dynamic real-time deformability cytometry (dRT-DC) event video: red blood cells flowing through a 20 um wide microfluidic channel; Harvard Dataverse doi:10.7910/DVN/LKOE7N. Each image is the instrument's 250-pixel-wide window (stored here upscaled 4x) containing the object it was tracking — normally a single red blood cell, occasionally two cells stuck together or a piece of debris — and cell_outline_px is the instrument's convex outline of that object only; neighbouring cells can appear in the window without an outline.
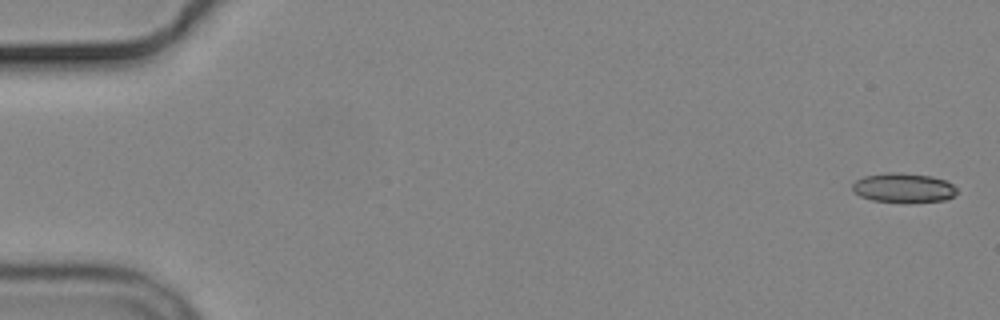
{"species": "common noctule bat (a hibernating species)", "species_latin": "Nyctalus noctula", "temperature_condition": "cold", "stored_images_in_passage": 7, "camera_frame_rate_fps": 3000, "um_per_image_px": 0.085, "animal": {"sex": "male", "body_mass_g": 19.2, "forearm_length_mm": 51.8}, "frame": {"image": 1, "passage_image": 1, "time_ms": 0.0, "image_size_px": [1000, 320], "cell_outline_px": [[956, 192], [952, 196], [944, 200], [908, 204], [872, 200], [860, 196], [852, 192], [852, 184], [856, 180], [864, 176], [884, 172], [900, 172], [932, 176], [944, 180], [952, 184], [956, 188]], "centroid_in_image_um": [76.75, 15.98], "position_along_channel_um": 8.2, "area_um2": 18.38}}
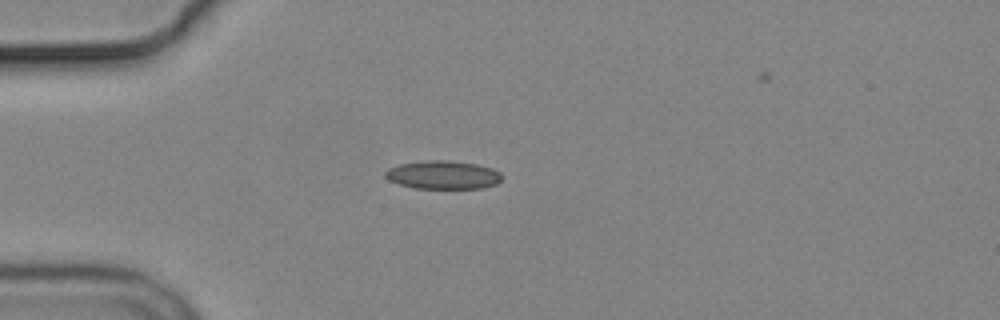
{"frame": {"image": 2, "passage_image": 5, "time_ms": 4.667, "image_size_px": [1000, 320], "cell_outline_px": [[504, 176], [496, 184], [480, 188], [416, 188], [396, 184], [388, 180], [384, 176], [384, 172], [388, 168], [400, 164], [424, 160], [448, 160], [476, 164], [492, 168], [500, 172]], "centroid_in_image_um": [37.63, 14.86], "position_along_channel_um": 47.4, "area_um2": 19.42}}
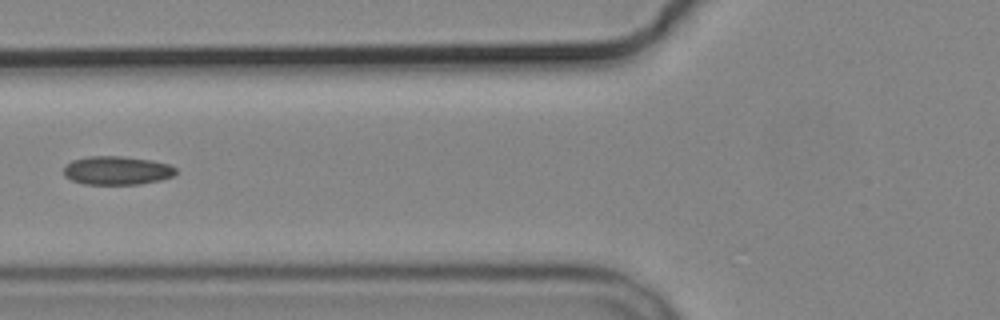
{"frame": {"image": 3, "passage_image": 7, "time_ms": 7.0, "image_size_px": [1000, 320], "cell_outline_px": [[176, 172], [172, 176], [160, 180], [140, 184], [84, 184], [72, 180], [64, 176], [64, 168], [72, 160], [88, 156], [120, 156], [152, 160], [168, 164], [176, 168]], "centroid_in_image_um": [9.94, 14.49], "position_along_channel_um": 115.9, "area_um2": 18.61}}